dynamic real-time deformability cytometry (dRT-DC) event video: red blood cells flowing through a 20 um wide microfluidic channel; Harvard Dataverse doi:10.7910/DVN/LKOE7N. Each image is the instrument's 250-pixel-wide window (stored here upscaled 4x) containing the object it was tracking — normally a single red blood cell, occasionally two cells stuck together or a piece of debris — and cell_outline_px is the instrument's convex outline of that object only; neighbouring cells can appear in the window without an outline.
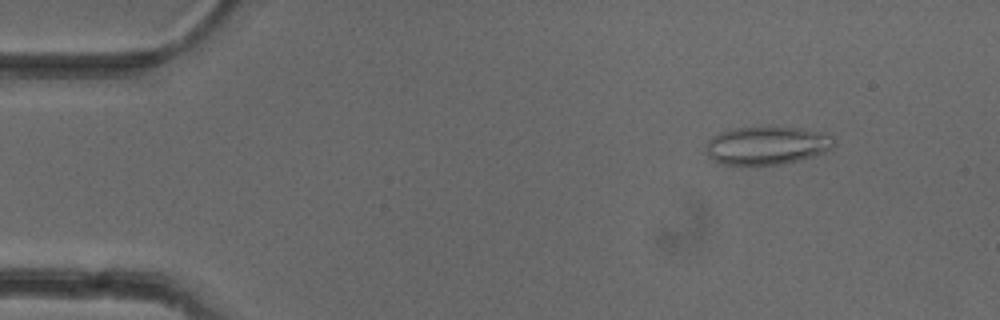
{"species": "common noctule bat (a hibernating species)", "species_latin": "Nyctalus noctula", "temperature_condition": "cold", "stored_images_in_passage": 51, "camera_frame_rate_fps": 3000, "um_per_image_px": 0.085, "animal": {"sex": "female"}, "frame": {"image": 1, "passage_image": 6, "time_ms": 1.667, "image_size_px": [1000, 320], "cell_outline_px": [[836, 144], [832, 148], [824, 152], [812, 156], [784, 164], [724, 164], [708, 156], [708, 140], [712, 136], [720, 132], [736, 128], [800, 128], [820, 132], [832, 136]], "centroid_in_image_um": [65.22, 12.36], "position_along_channel_um": 19.8, "area_um2": 27.8}}
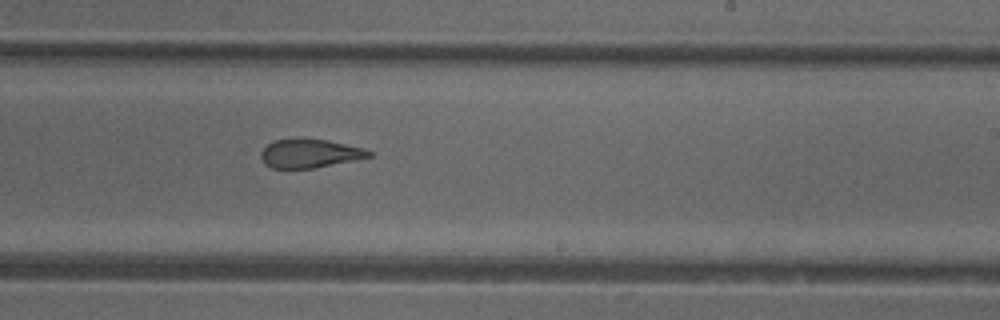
{"frame": {"image": 2, "passage_image": 31, "time_ms": 10.0, "image_size_px": [1000, 320], "cell_outline_px": [[372, 156], [356, 160], [316, 168], [272, 168], [264, 164], [260, 156], [260, 152], [268, 144], [276, 140], [292, 136], [300, 136], [328, 140], [364, 148], [372, 152]], "centroid_in_image_um": [26.31, 13.01], "position_along_channel_um": 262.7, "area_um2": 18.67}}
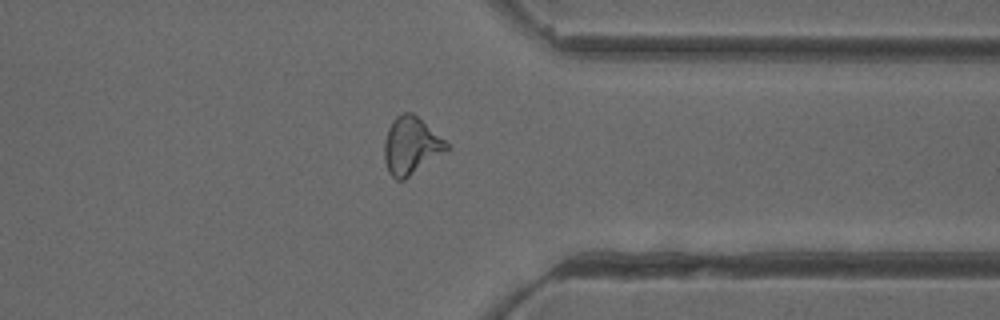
{"frame": {"image": 3, "passage_image": 40, "time_ms": 13.0, "image_size_px": [1000, 320], "cell_outline_px": [[452, 148], [404, 180], [396, 180], [388, 172], [384, 160], [384, 140], [388, 128], [392, 120], [396, 116], [404, 112], [412, 112], [452, 144]], "centroid_in_image_um": [34.97, 12.38], "position_along_channel_um": 376.4, "area_um2": 21.33}, "authors_computed_cell_mechanics": {"area_um2": 20.808, "velocity_mm_per_s": 3.9774, "shape_relaxation_time_tau1_ms": null, "shape_relaxation_time_tau2_ms": 1.8063, "deformation_change_tau1": null, "deformation_change_tau2": 0.0992}}